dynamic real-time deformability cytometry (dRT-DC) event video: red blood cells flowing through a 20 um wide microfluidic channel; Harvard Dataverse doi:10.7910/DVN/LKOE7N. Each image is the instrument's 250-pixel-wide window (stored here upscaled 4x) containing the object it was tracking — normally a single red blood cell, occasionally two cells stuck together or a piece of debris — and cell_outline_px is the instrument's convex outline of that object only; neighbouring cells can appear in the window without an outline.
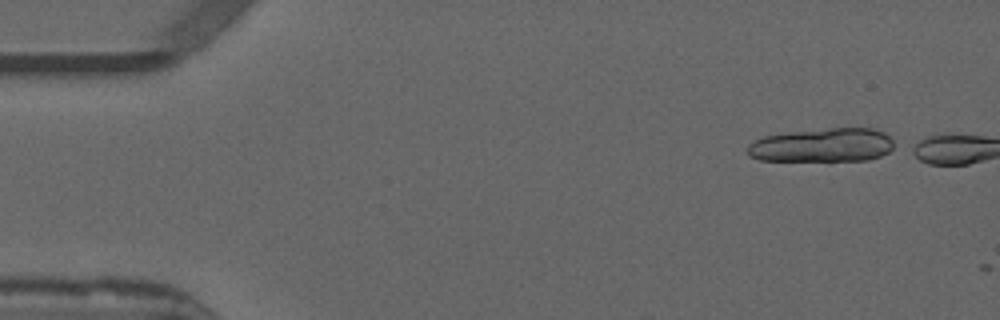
{"species": "common noctule bat (a hibernating species)", "species_latin": "Nyctalus noctula", "temperature_condition": "warm", "stored_images_in_passage": 2, "camera_frame_rate_fps": 3000, "um_per_image_px": 0.085, "animal": {"sex": "male", "forearm_length_mm": 52.5}, "frame": {"image": 1, "passage_image": 1, "time_ms": 0.0, "image_size_px": [1000, 320], "cell_outline_px": [[896, 148], [880, 156], [868, 160], [760, 160], [748, 156], [748, 144], [752, 140], [764, 136], [792, 132], [828, 128], [872, 128], [884, 132], [892, 140]], "centroid_in_image_um": [69.92, 12.33], "position_along_channel_um": 15.1, "area_um2": 28.84}}